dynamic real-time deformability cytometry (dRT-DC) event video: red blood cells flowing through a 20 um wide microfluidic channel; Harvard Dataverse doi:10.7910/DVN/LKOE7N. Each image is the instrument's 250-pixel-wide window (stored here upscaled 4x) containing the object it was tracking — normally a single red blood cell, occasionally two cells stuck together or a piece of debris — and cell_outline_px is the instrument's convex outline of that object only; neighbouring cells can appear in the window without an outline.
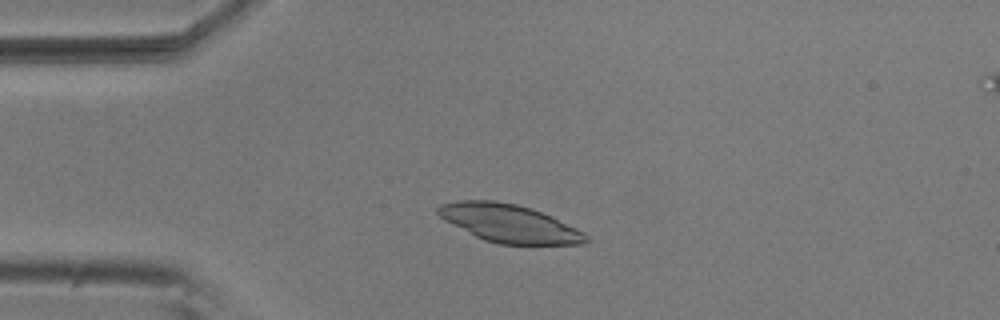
{"species": "common noctule bat (a hibernating species)", "species_latin": "Nyctalus noctula", "temperature_condition": "room temperature", "stored_images_in_passage": 14, "camera_frame_rate_fps": 3000, "um_per_image_px": 0.085, "animal": {"sex": "male", "body_mass_g": 20.5, "forearm_length_mm": 52.5}, "frame": {"image": 1, "passage_image": 4, "time_ms": 1.0, "image_size_px": [1000, 320], "cell_outline_px": [[588, 240], [580, 244], [500, 244], [484, 240], [444, 220], [436, 212], [436, 208], [440, 204], [460, 200], [496, 200], [516, 204], [532, 208], [552, 216], [584, 232], [588, 236]], "centroid_in_image_um": [43.27, 18.97], "position_along_channel_um": 41.7, "area_um2": 32.6}}